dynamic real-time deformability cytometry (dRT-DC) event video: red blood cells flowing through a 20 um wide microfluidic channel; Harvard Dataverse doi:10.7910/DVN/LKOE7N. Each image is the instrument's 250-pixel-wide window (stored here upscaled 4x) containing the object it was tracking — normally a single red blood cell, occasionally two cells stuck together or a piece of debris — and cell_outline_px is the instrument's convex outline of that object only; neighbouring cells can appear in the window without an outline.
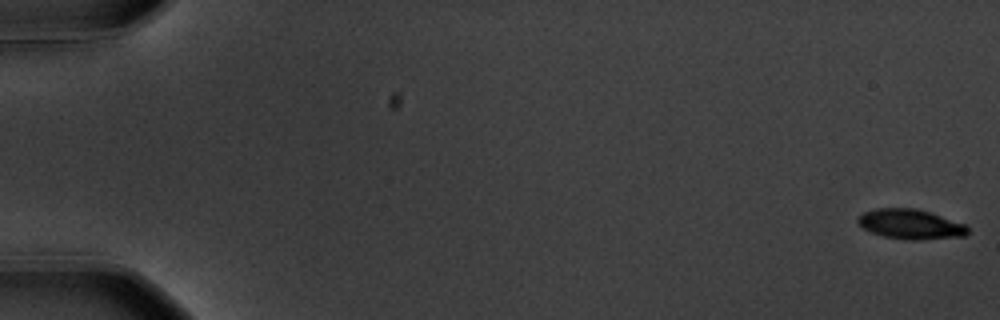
{"species": "common noctule bat (a hibernating species)", "species_latin": "Nyctalus noctula", "temperature_condition": "warm", "stored_images_in_passage": 58, "camera_frame_rate_fps": 3000, "um_per_image_px": 0.085, "animal": {"sex": "male", "body_mass_g": 20.1, "forearm_length_mm": 53.5}, "frame": {"image": 1, "passage_image": 1, "time_ms": 0.0, "image_size_px": [1000, 320], "cell_outline_px": [[968, 236], [920, 240], [908, 240], [884, 236], [872, 232], [864, 228], [856, 220], [864, 212], [876, 208], [916, 208], [964, 224], [968, 228]], "centroid_in_image_um": [77.41, 19.07], "position_along_channel_um": 7.6, "area_um2": 18.9}}
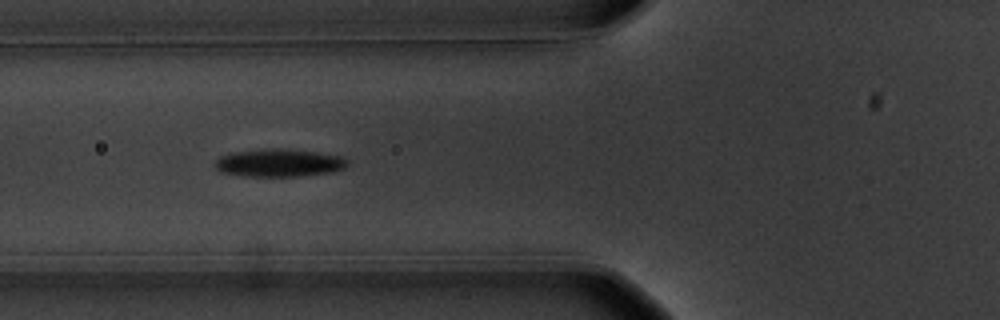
{"frame": {"image": 2, "passage_image": 23, "time_ms": 7.333, "image_size_px": [1000, 320], "cell_outline_px": [[348, 164], [344, 168], [332, 172], [296, 176], [244, 176], [220, 172], [216, 168], [216, 160], [220, 156], [236, 152], [264, 148], [280, 148], [316, 152], [340, 156], [348, 160]], "centroid_in_image_um": [23.72, 13.84], "position_along_channel_um": 102.1, "area_um2": 21.33}}
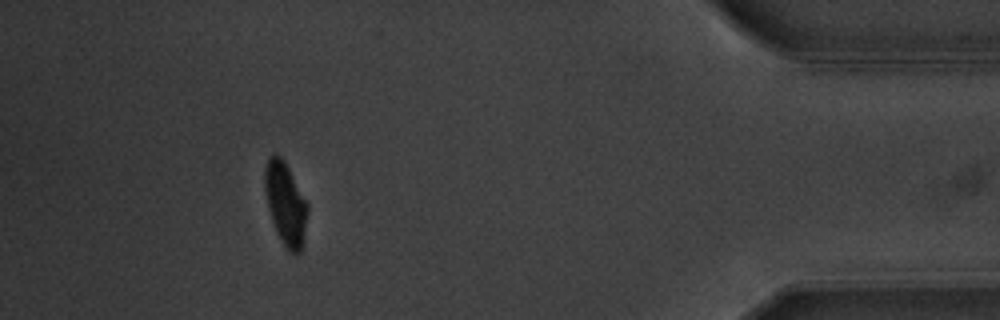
{"frame": {"image": 3, "passage_image": 53, "time_ms": 17.333, "image_size_px": [1000, 320], "cell_outline_px": [[308, 212], [300, 252], [288, 252], [280, 240], [276, 232], [268, 208], [264, 192], [264, 168], [268, 156], [272, 152], [276, 152], [284, 160], [308, 204]], "centroid_in_image_um": [24.23, 17.25], "position_along_channel_um": 411.0, "area_um2": 20.69}, "authors_computed_cell_mechanics": {"area_um2": 20.6346, "velocity_mm_per_s": 3.5821, "shape_relaxation_time_tau1_ms": 3.9322, "shape_relaxation_time_tau2_ms": 2.4204, "deformation_change_tau1": 0.1647, "deformation_change_tau2": 0.0544}}